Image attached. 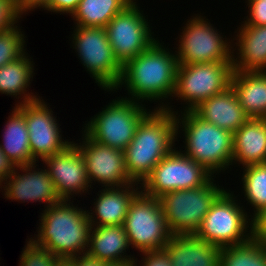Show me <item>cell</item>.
I'll return each instance as SVG.
<instances>
[{
  "mask_svg": "<svg viewBox=\"0 0 266 266\" xmlns=\"http://www.w3.org/2000/svg\"><path fill=\"white\" fill-rule=\"evenodd\" d=\"M161 104L141 120L135 136L124 150L127 174L138 184L143 183L175 146L178 112L173 111L169 104Z\"/></svg>",
  "mask_w": 266,
  "mask_h": 266,
  "instance_id": "6da1fadb",
  "label": "cell"
},
{
  "mask_svg": "<svg viewBox=\"0 0 266 266\" xmlns=\"http://www.w3.org/2000/svg\"><path fill=\"white\" fill-rule=\"evenodd\" d=\"M174 54L156 40L122 66L121 79L114 91L124 85L131 95L129 99L137 102L165 101L169 96L171 99L179 65Z\"/></svg>",
  "mask_w": 266,
  "mask_h": 266,
  "instance_id": "7a4b0ae2",
  "label": "cell"
},
{
  "mask_svg": "<svg viewBox=\"0 0 266 266\" xmlns=\"http://www.w3.org/2000/svg\"><path fill=\"white\" fill-rule=\"evenodd\" d=\"M43 211L38 234L30 238L36 246L59 258L86 253L92 227L86 210L73 206L71 200H61Z\"/></svg>",
  "mask_w": 266,
  "mask_h": 266,
  "instance_id": "3957f363",
  "label": "cell"
},
{
  "mask_svg": "<svg viewBox=\"0 0 266 266\" xmlns=\"http://www.w3.org/2000/svg\"><path fill=\"white\" fill-rule=\"evenodd\" d=\"M179 128H182L185 136L186 151L182 152L213 176L232 165V132L202 120L193 111H181V116H176V135L179 134Z\"/></svg>",
  "mask_w": 266,
  "mask_h": 266,
  "instance_id": "277c9868",
  "label": "cell"
},
{
  "mask_svg": "<svg viewBox=\"0 0 266 266\" xmlns=\"http://www.w3.org/2000/svg\"><path fill=\"white\" fill-rule=\"evenodd\" d=\"M214 181L212 177L203 186L170 191L158 198L172 235L196 233L213 202L225 190Z\"/></svg>",
  "mask_w": 266,
  "mask_h": 266,
  "instance_id": "5b68a950",
  "label": "cell"
},
{
  "mask_svg": "<svg viewBox=\"0 0 266 266\" xmlns=\"http://www.w3.org/2000/svg\"><path fill=\"white\" fill-rule=\"evenodd\" d=\"M119 98V99H118ZM85 124L84 133L99 144L124 151L150 112L141 102L118 97ZM141 103V104H140Z\"/></svg>",
  "mask_w": 266,
  "mask_h": 266,
  "instance_id": "8992f818",
  "label": "cell"
},
{
  "mask_svg": "<svg viewBox=\"0 0 266 266\" xmlns=\"http://www.w3.org/2000/svg\"><path fill=\"white\" fill-rule=\"evenodd\" d=\"M235 199L225 189L211 205L195 235L220 248L247 242L252 237V222Z\"/></svg>",
  "mask_w": 266,
  "mask_h": 266,
  "instance_id": "52a82bcc",
  "label": "cell"
},
{
  "mask_svg": "<svg viewBox=\"0 0 266 266\" xmlns=\"http://www.w3.org/2000/svg\"><path fill=\"white\" fill-rule=\"evenodd\" d=\"M123 226L129 245L141 253L163 250L172 236L159 199L142 189L131 200Z\"/></svg>",
  "mask_w": 266,
  "mask_h": 266,
  "instance_id": "ba28073f",
  "label": "cell"
},
{
  "mask_svg": "<svg viewBox=\"0 0 266 266\" xmlns=\"http://www.w3.org/2000/svg\"><path fill=\"white\" fill-rule=\"evenodd\" d=\"M73 49L80 62L105 91H114L121 79L122 65L114 56L105 27L75 26Z\"/></svg>",
  "mask_w": 266,
  "mask_h": 266,
  "instance_id": "9c48e42d",
  "label": "cell"
},
{
  "mask_svg": "<svg viewBox=\"0 0 266 266\" xmlns=\"http://www.w3.org/2000/svg\"><path fill=\"white\" fill-rule=\"evenodd\" d=\"M233 72L232 61L178 65L172 97L187 104L184 111H192L202 101L231 86Z\"/></svg>",
  "mask_w": 266,
  "mask_h": 266,
  "instance_id": "30bf717a",
  "label": "cell"
},
{
  "mask_svg": "<svg viewBox=\"0 0 266 266\" xmlns=\"http://www.w3.org/2000/svg\"><path fill=\"white\" fill-rule=\"evenodd\" d=\"M213 176L202 165L174 149L165 156L143 181L141 188L146 195L159 198L174 191L193 189L205 185Z\"/></svg>",
  "mask_w": 266,
  "mask_h": 266,
  "instance_id": "8fae6325",
  "label": "cell"
},
{
  "mask_svg": "<svg viewBox=\"0 0 266 266\" xmlns=\"http://www.w3.org/2000/svg\"><path fill=\"white\" fill-rule=\"evenodd\" d=\"M192 17L183 27L182 35H179V45L175 51L178 64L232 61L233 44L227 38L224 40L218 30L208 23V19L198 14Z\"/></svg>",
  "mask_w": 266,
  "mask_h": 266,
  "instance_id": "7c38bea8",
  "label": "cell"
},
{
  "mask_svg": "<svg viewBox=\"0 0 266 266\" xmlns=\"http://www.w3.org/2000/svg\"><path fill=\"white\" fill-rule=\"evenodd\" d=\"M137 5L129 4L105 26L114 56L122 66L156 41L148 20Z\"/></svg>",
  "mask_w": 266,
  "mask_h": 266,
  "instance_id": "4fadbf2b",
  "label": "cell"
},
{
  "mask_svg": "<svg viewBox=\"0 0 266 266\" xmlns=\"http://www.w3.org/2000/svg\"><path fill=\"white\" fill-rule=\"evenodd\" d=\"M18 105L24 110L30 151L35 161H38L39 157L42 161L46 157L59 153L72 143L68 140H62L57 119L43 99L41 100L39 97L35 101Z\"/></svg>",
  "mask_w": 266,
  "mask_h": 266,
  "instance_id": "5bb4252c",
  "label": "cell"
},
{
  "mask_svg": "<svg viewBox=\"0 0 266 266\" xmlns=\"http://www.w3.org/2000/svg\"><path fill=\"white\" fill-rule=\"evenodd\" d=\"M82 143H75L86 163L90 184L102 183V187H122L134 183L125 168L124 151L99 144L85 133Z\"/></svg>",
  "mask_w": 266,
  "mask_h": 266,
  "instance_id": "9a60e30c",
  "label": "cell"
},
{
  "mask_svg": "<svg viewBox=\"0 0 266 266\" xmlns=\"http://www.w3.org/2000/svg\"><path fill=\"white\" fill-rule=\"evenodd\" d=\"M42 161L48 167V173L61 200L69 201L72 195L79 193L81 195L86 193L89 187L91 188L85 160L73 141L61 152Z\"/></svg>",
  "mask_w": 266,
  "mask_h": 266,
  "instance_id": "2e32d148",
  "label": "cell"
},
{
  "mask_svg": "<svg viewBox=\"0 0 266 266\" xmlns=\"http://www.w3.org/2000/svg\"><path fill=\"white\" fill-rule=\"evenodd\" d=\"M36 163L17 166L3 184L6 199L21 202H42L50 207L61 199L47 169H35ZM21 170V174L18 171Z\"/></svg>",
  "mask_w": 266,
  "mask_h": 266,
  "instance_id": "e0dca14e",
  "label": "cell"
},
{
  "mask_svg": "<svg viewBox=\"0 0 266 266\" xmlns=\"http://www.w3.org/2000/svg\"><path fill=\"white\" fill-rule=\"evenodd\" d=\"M134 182L122 187H105L101 189L94 202L92 213L87 210L91 226L124 225L131 200L141 186ZM95 210V211H94ZM89 211V212H88ZM95 213V214H94ZM96 216V217H95ZM95 218V219H94Z\"/></svg>",
  "mask_w": 266,
  "mask_h": 266,
  "instance_id": "ac0fdd59",
  "label": "cell"
},
{
  "mask_svg": "<svg viewBox=\"0 0 266 266\" xmlns=\"http://www.w3.org/2000/svg\"><path fill=\"white\" fill-rule=\"evenodd\" d=\"M163 250L172 266H220L221 248L195 234L172 235Z\"/></svg>",
  "mask_w": 266,
  "mask_h": 266,
  "instance_id": "d6986e66",
  "label": "cell"
},
{
  "mask_svg": "<svg viewBox=\"0 0 266 266\" xmlns=\"http://www.w3.org/2000/svg\"><path fill=\"white\" fill-rule=\"evenodd\" d=\"M192 111L202 120L232 133L249 119L231 86L202 101Z\"/></svg>",
  "mask_w": 266,
  "mask_h": 266,
  "instance_id": "ffe728a7",
  "label": "cell"
},
{
  "mask_svg": "<svg viewBox=\"0 0 266 266\" xmlns=\"http://www.w3.org/2000/svg\"><path fill=\"white\" fill-rule=\"evenodd\" d=\"M237 29L233 40H237L239 52L235 56L233 49L231 58L234 71H266V25H241Z\"/></svg>",
  "mask_w": 266,
  "mask_h": 266,
  "instance_id": "44dd1931",
  "label": "cell"
},
{
  "mask_svg": "<svg viewBox=\"0 0 266 266\" xmlns=\"http://www.w3.org/2000/svg\"><path fill=\"white\" fill-rule=\"evenodd\" d=\"M266 163V119H248L233 133L232 165Z\"/></svg>",
  "mask_w": 266,
  "mask_h": 266,
  "instance_id": "7402d4cb",
  "label": "cell"
},
{
  "mask_svg": "<svg viewBox=\"0 0 266 266\" xmlns=\"http://www.w3.org/2000/svg\"><path fill=\"white\" fill-rule=\"evenodd\" d=\"M231 87L249 119H266V71H234Z\"/></svg>",
  "mask_w": 266,
  "mask_h": 266,
  "instance_id": "603a6c76",
  "label": "cell"
},
{
  "mask_svg": "<svg viewBox=\"0 0 266 266\" xmlns=\"http://www.w3.org/2000/svg\"><path fill=\"white\" fill-rule=\"evenodd\" d=\"M129 247L128 237L123 225L92 226L86 253L105 263L137 262L135 257L126 256V249H129Z\"/></svg>",
  "mask_w": 266,
  "mask_h": 266,
  "instance_id": "cb8c5ba5",
  "label": "cell"
},
{
  "mask_svg": "<svg viewBox=\"0 0 266 266\" xmlns=\"http://www.w3.org/2000/svg\"><path fill=\"white\" fill-rule=\"evenodd\" d=\"M1 150L17 166L35 163L30 151L29 133L24 110L15 104L5 124Z\"/></svg>",
  "mask_w": 266,
  "mask_h": 266,
  "instance_id": "d4e9b609",
  "label": "cell"
},
{
  "mask_svg": "<svg viewBox=\"0 0 266 266\" xmlns=\"http://www.w3.org/2000/svg\"><path fill=\"white\" fill-rule=\"evenodd\" d=\"M27 55L25 53L22 57L0 67V93L9 96L13 95L16 98L18 96V99L24 95L20 98L23 100L18 104L32 102L40 97L29 93V91L27 93L26 90L29 89L27 87L31 84L30 81H32L34 76V63L31 61V57L28 58L29 56Z\"/></svg>",
  "mask_w": 266,
  "mask_h": 266,
  "instance_id": "484cf974",
  "label": "cell"
},
{
  "mask_svg": "<svg viewBox=\"0 0 266 266\" xmlns=\"http://www.w3.org/2000/svg\"><path fill=\"white\" fill-rule=\"evenodd\" d=\"M129 4L127 0H81L71 17L76 26L105 27Z\"/></svg>",
  "mask_w": 266,
  "mask_h": 266,
  "instance_id": "4316f807",
  "label": "cell"
},
{
  "mask_svg": "<svg viewBox=\"0 0 266 266\" xmlns=\"http://www.w3.org/2000/svg\"><path fill=\"white\" fill-rule=\"evenodd\" d=\"M220 266H266V249L253 237L245 243L223 247Z\"/></svg>",
  "mask_w": 266,
  "mask_h": 266,
  "instance_id": "83f0119b",
  "label": "cell"
},
{
  "mask_svg": "<svg viewBox=\"0 0 266 266\" xmlns=\"http://www.w3.org/2000/svg\"><path fill=\"white\" fill-rule=\"evenodd\" d=\"M242 183L244 198L253 207L254 217L266 207V163L243 168Z\"/></svg>",
  "mask_w": 266,
  "mask_h": 266,
  "instance_id": "f1b7e54d",
  "label": "cell"
},
{
  "mask_svg": "<svg viewBox=\"0 0 266 266\" xmlns=\"http://www.w3.org/2000/svg\"><path fill=\"white\" fill-rule=\"evenodd\" d=\"M18 28L16 25L0 33V67L22 57L26 53V49H24L25 35Z\"/></svg>",
  "mask_w": 266,
  "mask_h": 266,
  "instance_id": "f546056e",
  "label": "cell"
},
{
  "mask_svg": "<svg viewBox=\"0 0 266 266\" xmlns=\"http://www.w3.org/2000/svg\"><path fill=\"white\" fill-rule=\"evenodd\" d=\"M26 245L20 257L19 266H54L59 259L49 250L36 246L30 239Z\"/></svg>",
  "mask_w": 266,
  "mask_h": 266,
  "instance_id": "4dcf8cb0",
  "label": "cell"
},
{
  "mask_svg": "<svg viewBox=\"0 0 266 266\" xmlns=\"http://www.w3.org/2000/svg\"><path fill=\"white\" fill-rule=\"evenodd\" d=\"M21 16L15 0H0V33L15 27Z\"/></svg>",
  "mask_w": 266,
  "mask_h": 266,
  "instance_id": "1f68e13d",
  "label": "cell"
},
{
  "mask_svg": "<svg viewBox=\"0 0 266 266\" xmlns=\"http://www.w3.org/2000/svg\"><path fill=\"white\" fill-rule=\"evenodd\" d=\"M249 8L246 20L242 25L265 26L266 25V2L264 0H247Z\"/></svg>",
  "mask_w": 266,
  "mask_h": 266,
  "instance_id": "d6a6232c",
  "label": "cell"
},
{
  "mask_svg": "<svg viewBox=\"0 0 266 266\" xmlns=\"http://www.w3.org/2000/svg\"><path fill=\"white\" fill-rule=\"evenodd\" d=\"M250 219L252 222V237L261 242L266 240V207Z\"/></svg>",
  "mask_w": 266,
  "mask_h": 266,
  "instance_id": "836d02e7",
  "label": "cell"
},
{
  "mask_svg": "<svg viewBox=\"0 0 266 266\" xmlns=\"http://www.w3.org/2000/svg\"><path fill=\"white\" fill-rule=\"evenodd\" d=\"M80 1L81 0H49L48 4L43 9L60 13V15L62 13H69V15H72Z\"/></svg>",
  "mask_w": 266,
  "mask_h": 266,
  "instance_id": "e575fe53",
  "label": "cell"
},
{
  "mask_svg": "<svg viewBox=\"0 0 266 266\" xmlns=\"http://www.w3.org/2000/svg\"><path fill=\"white\" fill-rule=\"evenodd\" d=\"M142 266H172L164 250L144 252Z\"/></svg>",
  "mask_w": 266,
  "mask_h": 266,
  "instance_id": "d590c367",
  "label": "cell"
},
{
  "mask_svg": "<svg viewBox=\"0 0 266 266\" xmlns=\"http://www.w3.org/2000/svg\"><path fill=\"white\" fill-rule=\"evenodd\" d=\"M16 164L0 148V186L15 171Z\"/></svg>",
  "mask_w": 266,
  "mask_h": 266,
  "instance_id": "8d00e7d4",
  "label": "cell"
},
{
  "mask_svg": "<svg viewBox=\"0 0 266 266\" xmlns=\"http://www.w3.org/2000/svg\"><path fill=\"white\" fill-rule=\"evenodd\" d=\"M16 6L21 15L27 14L28 11H33L34 8H44L49 0H15ZM27 12V13H26Z\"/></svg>",
  "mask_w": 266,
  "mask_h": 266,
  "instance_id": "74e56055",
  "label": "cell"
},
{
  "mask_svg": "<svg viewBox=\"0 0 266 266\" xmlns=\"http://www.w3.org/2000/svg\"><path fill=\"white\" fill-rule=\"evenodd\" d=\"M73 260V266H103L105 262L98 258L92 257L87 253L81 254V256H75L71 258Z\"/></svg>",
  "mask_w": 266,
  "mask_h": 266,
  "instance_id": "f35d334b",
  "label": "cell"
},
{
  "mask_svg": "<svg viewBox=\"0 0 266 266\" xmlns=\"http://www.w3.org/2000/svg\"><path fill=\"white\" fill-rule=\"evenodd\" d=\"M103 266H137L135 261L107 262Z\"/></svg>",
  "mask_w": 266,
  "mask_h": 266,
  "instance_id": "ab89813d",
  "label": "cell"
},
{
  "mask_svg": "<svg viewBox=\"0 0 266 266\" xmlns=\"http://www.w3.org/2000/svg\"><path fill=\"white\" fill-rule=\"evenodd\" d=\"M54 266H73V260L71 258H59Z\"/></svg>",
  "mask_w": 266,
  "mask_h": 266,
  "instance_id": "60d3db41",
  "label": "cell"
},
{
  "mask_svg": "<svg viewBox=\"0 0 266 266\" xmlns=\"http://www.w3.org/2000/svg\"><path fill=\"white\" fill-rule=\"evenodd\" d=\"M130 4H136L135 0H127Z\"/></svg>",
  "mask_w": 266,
  "mask_h": 266,
  "instance_id": "b9f144b4",
  "label": "cell"
},
{
  "mask_svg": "<svg viewBox=\"0 0 266 266\" xmlns=\"http://www.w3.org/2000/svg\"><path fill=\"white\" fill-rule=\"evenodd\" d=\"M262 243H263V245H264V247L266 249V240H263Z\"/></svg>",
  "mask_w": 266,
  "mask_h": 266,
  "instance_id": "7bdbcfd3",
  "label": "cell"
}]
</instances>
